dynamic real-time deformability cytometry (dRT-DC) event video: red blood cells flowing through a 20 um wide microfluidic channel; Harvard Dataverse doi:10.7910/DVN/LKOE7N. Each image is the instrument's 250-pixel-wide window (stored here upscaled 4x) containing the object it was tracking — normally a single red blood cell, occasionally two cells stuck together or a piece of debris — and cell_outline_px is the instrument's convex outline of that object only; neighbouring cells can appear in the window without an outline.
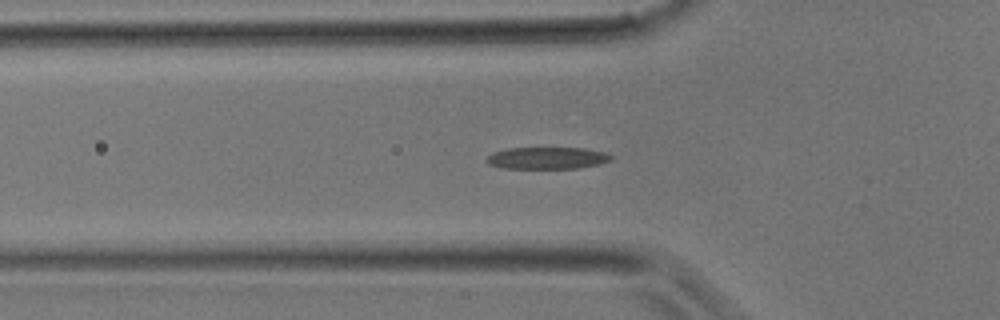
{"species": "common noctule bat (a hibernating species)", "species_latin": "Nyctalus noctula", "temperature_condition": "room temperature", "stored_images_in_passage": 35, "camera_frame_rate_fps": 3000, "um_per_image_px": 0.085, "animal": {"sex": "male", "body_mass_g": 17.9}, "frame": {"image": 1, "passage_image": 11, "time_ms": 3.333, "image_size_px": [1000, 320], "cell_outline_px": [[612, 160], [600, 164], [580, 168], [504, 168], [488, 164], [484, 160], [492, 152], [508, 148], [584, 148], [604, 152], [612, 156]], "centroid_in_image_um": [46.5, 13.43], "position_along_channel_um": 79.3, "area_um2": 15.95}}
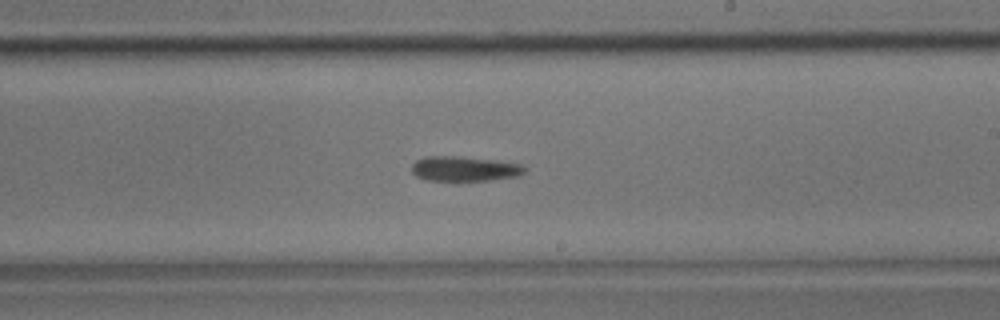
{"frame": {"image": 2, "passage_image": 20, "time_ms": 6.333, "image_size_px": [1000, 320], "cell_outline_px": [[528, 168], [524, 172], [516, 176], [492, 180], [428, 180], [416, 176], [412, 172], [412, 164], [416, 160], [424, 156], [460, 156], [496, 160], [520, 164]], "centroid_in_image_um": [39.47, 14.33], "position_along_channel_um": 249.5, "area_um2": 16.36}}
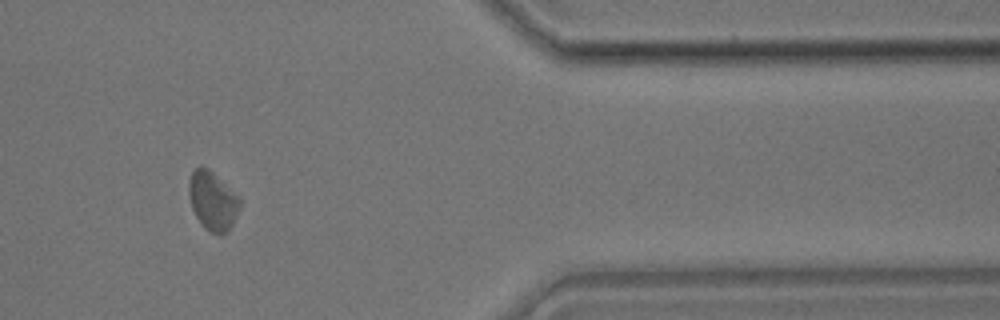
{"frame": {"image": 3, "passage_image": 29, "time_ms": 9.333, "image_size_px": [1000, 320], "cell_outline_px": [[240, 208], [228, 232], [220, 236], [208, 232], [204, 228], [196, 216], [192, 208], [188, 192], [188, 180], [192, 172], [200, 164], [208, 168], [240, 196]], "centroid_in_image_um": [18.08, 17.08], "position_along_channel_um": 393.3, "area_um2": 17.8}}